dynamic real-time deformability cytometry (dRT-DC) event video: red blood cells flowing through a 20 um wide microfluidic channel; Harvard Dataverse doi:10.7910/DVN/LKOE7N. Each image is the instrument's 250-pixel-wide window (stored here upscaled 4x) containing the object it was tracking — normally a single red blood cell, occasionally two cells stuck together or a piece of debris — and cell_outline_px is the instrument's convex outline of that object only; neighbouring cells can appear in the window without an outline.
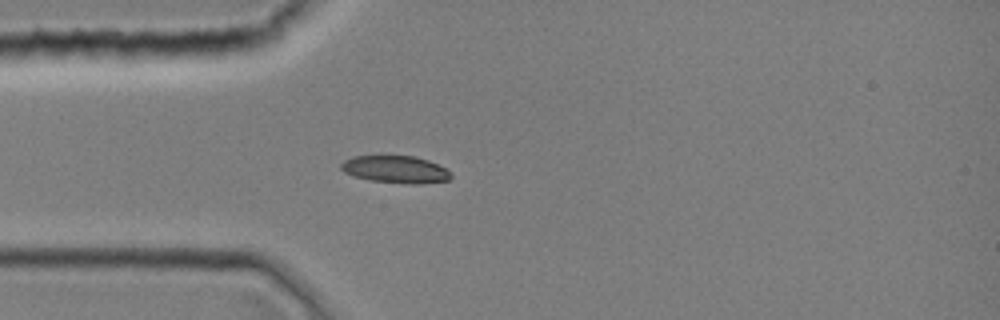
{"species": "common noctule bat (a hibernating species)", "species_latin": "Nyctalus noctula", "temperature_condition": "room temperature", "stored_images_in_passage": 1, "camera_frame_rate_fps": 3000, "um_per_image_px": 0.085, "animal": {"sex": "female", "body_mass_g": 19.0, "forearm_length_mm": 51.5}, "frame": {"image": 1, "passage_image": 1, "time_ms": 0.0, "image_size_px": [1000, 320], "cell_outline_px": [[452, 176], [448, 180], [420, 184], [412, 184], [372, 180], [352, 176], [344, 172], [340, 168], [340, 164], [344, 160], [352, 156], [380, 152], [416, 156], [428, 160], [444, 168]], "centroid_in_image_um": [33.53, 14.33], "position_along_channel_um": 51.5, "area_um2": 18.26}}